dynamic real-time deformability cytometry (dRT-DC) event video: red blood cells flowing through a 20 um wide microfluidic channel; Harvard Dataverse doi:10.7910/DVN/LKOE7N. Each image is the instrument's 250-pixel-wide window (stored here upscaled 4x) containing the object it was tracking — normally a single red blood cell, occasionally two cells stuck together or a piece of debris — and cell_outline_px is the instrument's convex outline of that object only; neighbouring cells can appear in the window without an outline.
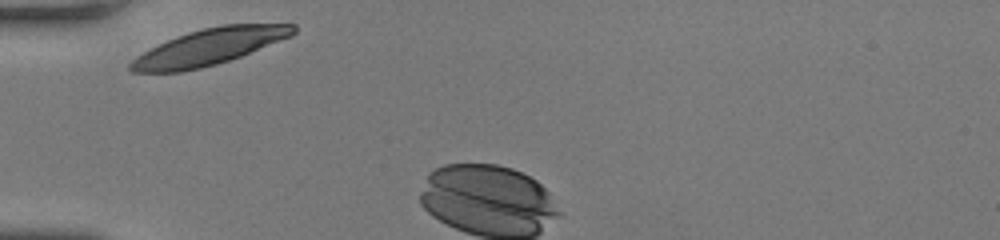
{"species": "human", "species_latin": "Homo sapiens", "temperature_condition": "room temperature", "stored_images_in_passage": 3, "camera_frame_rate_fps": 3000, "um_per_image_px": 0.085, "donor": {"sex": "female"}, "frame": {"image": 1, "passage_image": 1, "time_ms": 0.0, "image_size_px": [1000, 240], "cell_outline_px": [[296, 32], [292, 36], [240, 56], [216, 64], [200, 68], [180, 72], [132, 72], [128, 68], [128, 64], [136, 56], [176, 36], [188, 32], [204, 28], [224, 24], [296, 24]], "centroid_in_image_um": [17.79, 3.98], "position_along_channel_um": 67.2, "area_um2": 33.99}}